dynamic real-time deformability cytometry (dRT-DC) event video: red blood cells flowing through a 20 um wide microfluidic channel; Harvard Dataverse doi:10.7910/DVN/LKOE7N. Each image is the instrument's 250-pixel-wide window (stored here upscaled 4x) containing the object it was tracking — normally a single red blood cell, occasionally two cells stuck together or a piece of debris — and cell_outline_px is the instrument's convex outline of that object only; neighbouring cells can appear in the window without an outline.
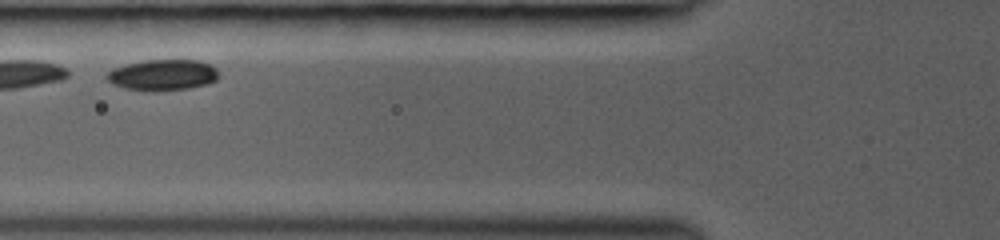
{"species": "common noctule bat (a hibernating species)", "species_latin": "Nyctalus noctula", "temperature_condition": "room temperature", "stored_images_in_passage": 6, "camera_frame_rate_fps": 3000, "um_per_image_px": 0.085, "animal": {"sex": "female", "body_mass_g": 19.0, "forearm_length_mm": 53.3}, "frame": {"image": 1, "passage_image": 4, "time_ms": 1.333, "image_size_px": [1000, 240], "cell_outline_px": [[216, 80], [208, 84], [188, 88], [156, 92], [124, 88], [112, 84], [104, 76], [112, 68], [124, 64], [144, 60], [200, 60], [212, 64], [216, 68]], "centroid_in_image_um": [13.8, 6.37], "position_along_channel_um": 112.0, "area_um2": 20.46}}